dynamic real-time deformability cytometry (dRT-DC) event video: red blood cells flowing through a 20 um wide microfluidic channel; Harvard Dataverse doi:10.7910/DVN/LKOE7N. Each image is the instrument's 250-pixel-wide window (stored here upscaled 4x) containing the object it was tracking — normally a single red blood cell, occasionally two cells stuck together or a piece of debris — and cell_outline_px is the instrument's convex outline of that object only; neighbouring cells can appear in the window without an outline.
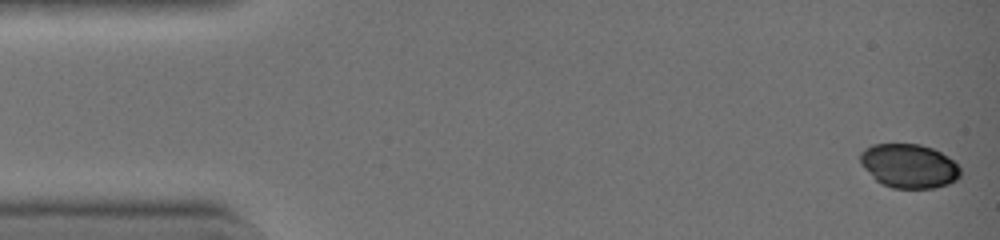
{"species": "common noctule bat (a hibernating species)", "species_latin": "Nyctalus noctula", "temperature_condition": "warm", "stored_images_in_passage": 43, "camera_frame_rate_fps": 3000, "um_per_image_px": 0.085, "animal": {"sex": "female", "body_mass_g": 19.0, "forearm_length_mm": 51.5}, "frame": {"image": 1, "passage_image": 1, "time_ms": 0.0, "image_size_px": [1000, 240], "cell_outline_px": [[960, 176], [956, 180], [948, 184], [936, 188], [892, 188], [876, 180], [860, 164], [860, 152], [864, 148], [872, 144], [920, 144], [932, 148], [948, 156], [960, 168]], "centroid_in_image_um": [77.25, 14.1], "position_along_channel_um": 7.7, "area_um2": 25.72}}
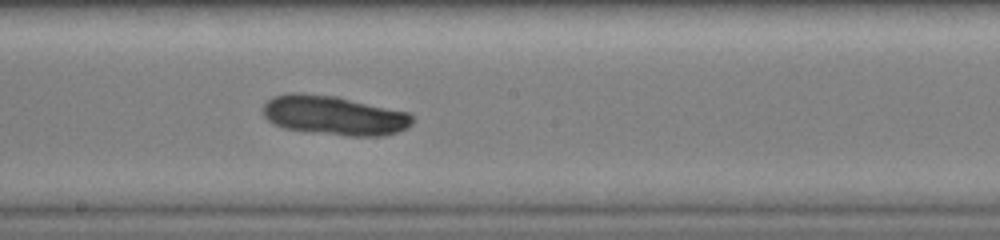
{"frame": {"image": 2, "passage_image": 24, "time_ms": 7.667, "image_size_px": [1000, 240], "cell_outline_px": [[412, 124], [408, 128], [384, 136], [344, 136], [308, 132], [284, 128], [272, 124], [264, 116], [264, 104], [272, 96], [288, 92], [304, 92], [336, 96], [408, 112], [412, 116]], "centroid_in_image_um": [28.37, 9.81], "position_along_channel_um": 219.8, "area_um2": 34.68}}
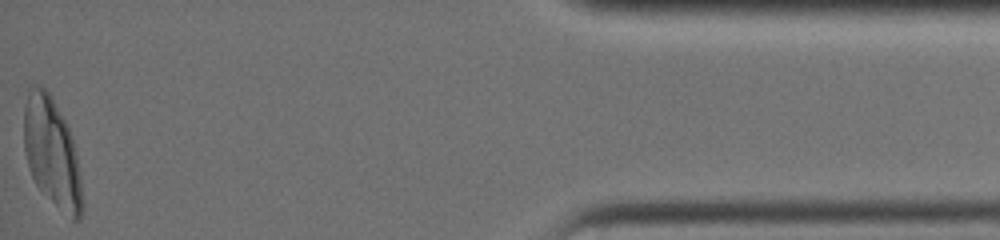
{"frame": {"image": 3, "passage_image": 43, "time_ms": 14.0, "image_size_px": [1000, 240], "cell_outline_px": [[84, 208], [80, 220], [72, 220], [36, 184], [28, 168], [24, 152], [24, 108], [28, 92], [32, 84], [44, 88], [48, 92], [64, 120], [68, 128], [72, 140], [76, 156], [80, 176], [84, 204]], "centroid_in_image_um": [4.41, 13.0], "position_along_channel_um": 430.8, "area_um2": 36.47}}